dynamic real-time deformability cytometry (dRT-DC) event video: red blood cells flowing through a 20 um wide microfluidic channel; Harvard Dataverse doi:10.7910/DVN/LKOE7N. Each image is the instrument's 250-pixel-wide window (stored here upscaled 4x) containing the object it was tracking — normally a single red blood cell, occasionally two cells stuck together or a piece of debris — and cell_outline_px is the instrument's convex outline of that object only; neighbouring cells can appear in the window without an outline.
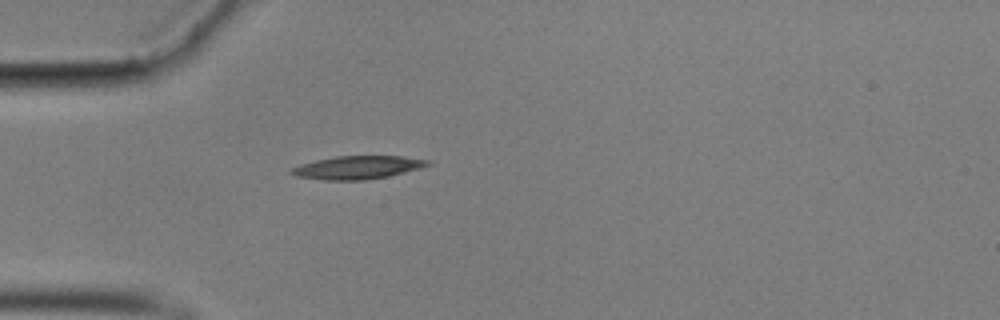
{"species": "common noctule bat (a hibernating species)", "species_latin": "Nyctalus noctula", "temperature_condition": "cold", "stored_images_in_passage": 35, "camera_frame_rate_fps": 3000, "um_per_image_px": 0.085, "animal": {"sex": "male", "body_mass_g": 17.9}, "frame": {"image": 1, "passage_image": 1, "time_ms": 0.0, "image_size_px": [1000, 320], "cell_outline_px": [[432, 164], [420, 168], [388, 176], [364, 180], [324, 180], [296, 176], [288, 172], [292, 168], [300, 164], [316, 160], [336, 156], [400, 156], [432, 160]], "centroid_in_image_um": [30.4, 14.23], "position_along_channel_um": 54.6, "area_um2": 18.38}}
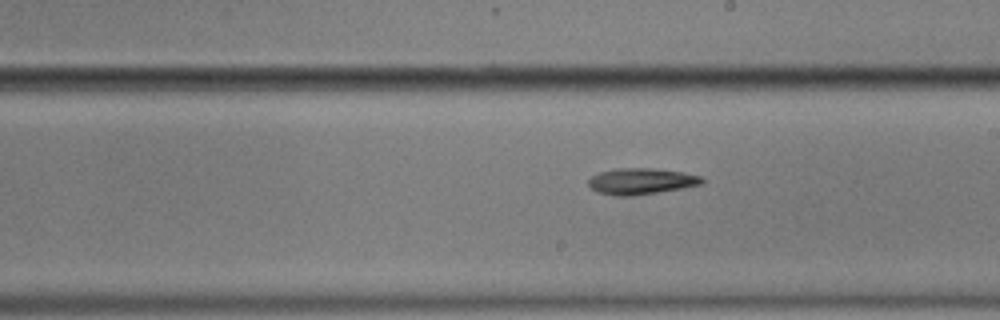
{"frame": {"image": 2, "passage_image": 17, "time_ms": 5.333, "image_size_px": [1000, 320], "cell_outline_px": [[704, 184], [632, 196], [616, 196], [596, 192], [588, 184], [588, 180], [592, 176], [600, 172], [620, 168], [652, 168], [684, 172], [700, 176], [704, 180]], "centroid_in_image_um": [54.49, 15.4], "position_along_channel_um": 234.5, "area_um2": 17.22}}
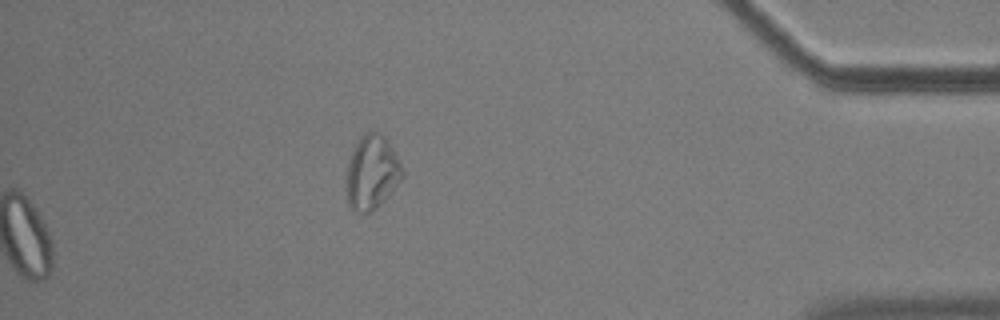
{"frame": {"image": 3, "passage_image": 35, "time_ms": 11.333, "image_size_px": [1000, 320], "cell_outline_px": [[404, 176], [392, 192], [376, 208], [368, 212], [360, 212], [352, 208], [348, 204], [348, 164], [352, 152], [360, 136], [368, 132], [380, 132], [384, 136], [392, 148], [404, 172]], "centroid_in_image_um": [31.64, 14.65], "position_along_channel_um": 403.6, "area_um2": 23.52}, "authors_computed_cell_mechanics": {"area_um2": 17.1666, "velocity_mm_per_s": 3.5011, "shape_relaxation_time_tau1_ms": 2.5377, "shape_relaxation_time_tau2_ms": null, "deformation_change_tau1": 0.1251, "deformation_change_tau2": null}}